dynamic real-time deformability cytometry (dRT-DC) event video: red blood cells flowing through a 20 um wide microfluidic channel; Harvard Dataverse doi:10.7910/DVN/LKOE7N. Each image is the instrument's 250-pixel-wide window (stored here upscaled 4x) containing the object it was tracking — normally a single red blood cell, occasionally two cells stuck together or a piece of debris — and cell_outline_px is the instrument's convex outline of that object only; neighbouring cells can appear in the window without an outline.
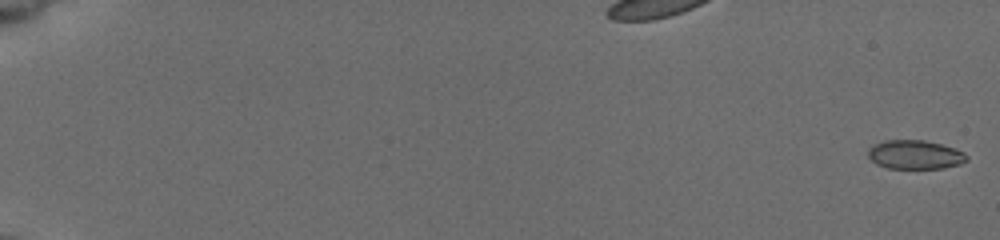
{"species": "common noctule bat (a hibernating species)", "species_latin": "Nyctalus noctula", "temperature_condition": "cold", "stored_images_in_passage": 56, "camera_frame_rate_fps": 3000, "um_per_image_px": 0.085, "animal": {"sex": "female", "body_mass_g": 19.5, "forearm_length_mm": 54.1}, "frame": {"image": 1, "passage_image": 1, "time_ms": 0.0, "image_size_px": [1000, 240], "cell_outline_px": [[968, 160], [960, 164], [944, 168], [888, 168], [876, 164], [868, 156], [868, 148], [872, 144], [884, 140], [924, 140], [940, 144], [964, 152], [968, 156]], "centroid_in_image_um": [77.75, 13.14], "position_along_channel_um": 7.2, "area_um2": 16.65}}
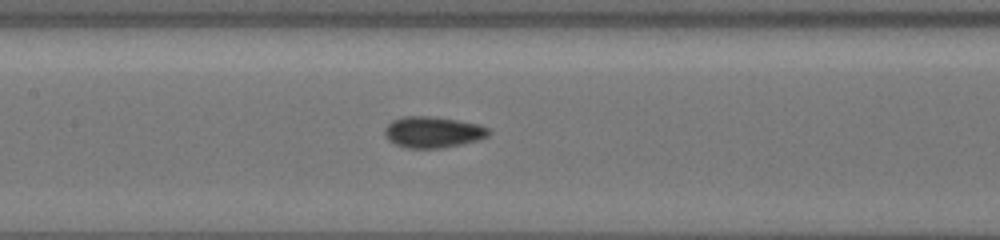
{"frame": {"image": 2, "passage_image": 30, "time_ms": 9.667, "image_size_px": [1000, 240], "cell_outline_px": [[492, 132], [488, 136], [480, 140], [444, 148], [408, 148], [396, 144], [388, 140], [384, 132], [384, 128], [392, 120], [404, 116], [428, 116], [456, 120], [480, 124], [488, 128]], "centroid_in_image_um": [36.82, 11.23], "position_along_channel_um": 170.6, "area_um2": 19.02}}
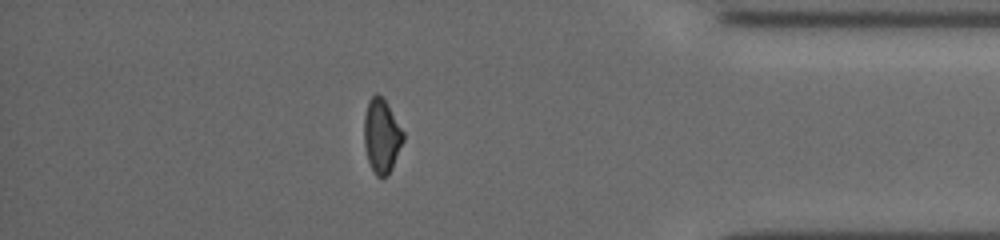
{"frame": {"image": 3, "passage_image": 50, "time_ms": 16.333, "image_size_px": [1000, 240], "cell_outline_px": [[404, 140], [392, 168], [388, 176], [376, 176], [368, 160], [364, 144], [364, 116], [368, 100], [376, 92], [384, 100], [404, 132]], "centroid_in_image_um": [32.43, 11.56], "position_along_channel_um": 402.8, "area_um2": 16.7}, "authors_computed_cell_mechanics": {"area_um2": 17.3978, "velocity_mm_per_s": 3.8488, "shape_relaxation_time_tau1_ms": 6.1832, "shape_relaxation_time_tau2_ms": 2.248, "deformation_change_tau1": 0.1229, "deformation_change_tau2": 0.0563}}